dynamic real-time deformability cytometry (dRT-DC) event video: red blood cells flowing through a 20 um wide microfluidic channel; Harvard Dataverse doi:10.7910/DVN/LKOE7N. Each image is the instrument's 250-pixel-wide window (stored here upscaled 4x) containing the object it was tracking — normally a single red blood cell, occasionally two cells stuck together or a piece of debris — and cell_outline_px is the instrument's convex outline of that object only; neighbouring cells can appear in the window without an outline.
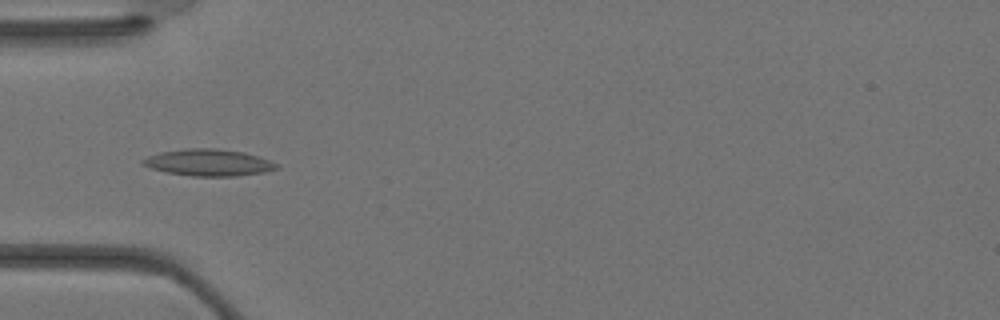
{"species": "Egyptian fruit bat (a non-hibernating species)", "species_latin": "Rousettus aegyptiacus", "temperature_condition": "warm", "stored_images_in_passage": 35, "camera_frame_rate_fps": 3000, "um_per_image_px": 0.085, "animal": {"sex": "female"}, "frame": {"image": 1, "passage_image": 11, "time_ms": 3.333, "image_size_px": [1000, 320], "cell_outline_px": [[280, 168], [264, 172], [236, 176], [192, 176], [164, 172], [140, 164], [140, 160], [148, 156], [160, 152], [188, 148], [216, 148], [244, 152], [280, 164]], "centroid_in_image_um": [17.71, 13.82], "position_along_channel_um": 67.3, "area_um2": 20.92}}
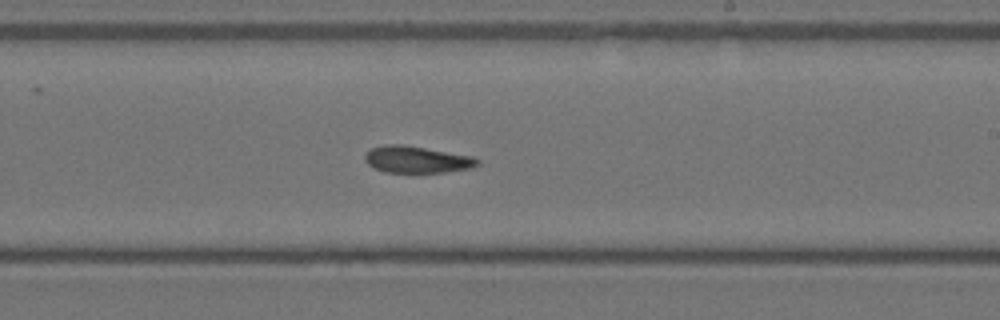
{"frame": {"image": 2, "passage_image": 21, "time_ms": 6.667, "image_size_px": [1000, 320], "cell_outline_px": [[480, 164], [472, 168], [444, 172], [384, 172], [368, 164], [364, 160], [364, 156], [372, 148], [384, 144], [404, 144], [472, 156], [480, 160]], "centroid_in_image_um": [35.45, 13.55], "position_along_channel_um": 253.6, "area_um2": 17.57}}
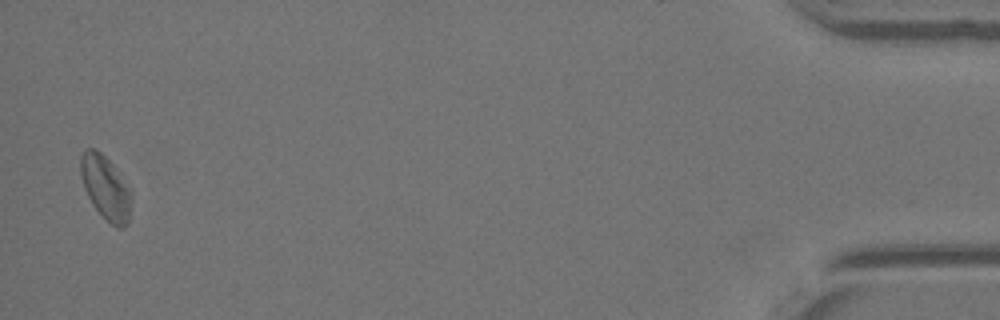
{"frame": {"image": 3, "passage_image": 35, "time_ms": 11.333, "image_size_px": [1000, 320], "cell_outline_px": [[132, 200], [128, 224], [124, 228], [116, 228], [92, 204], [84, 188], [80, 172], [80, 156], [88, 148], [96, 148], [116, 168], [132, 188]], "centroid_in_image_um": [9.02, 15.95], "position_along_channel_um": 426.2, "area_um2": 19.07}}